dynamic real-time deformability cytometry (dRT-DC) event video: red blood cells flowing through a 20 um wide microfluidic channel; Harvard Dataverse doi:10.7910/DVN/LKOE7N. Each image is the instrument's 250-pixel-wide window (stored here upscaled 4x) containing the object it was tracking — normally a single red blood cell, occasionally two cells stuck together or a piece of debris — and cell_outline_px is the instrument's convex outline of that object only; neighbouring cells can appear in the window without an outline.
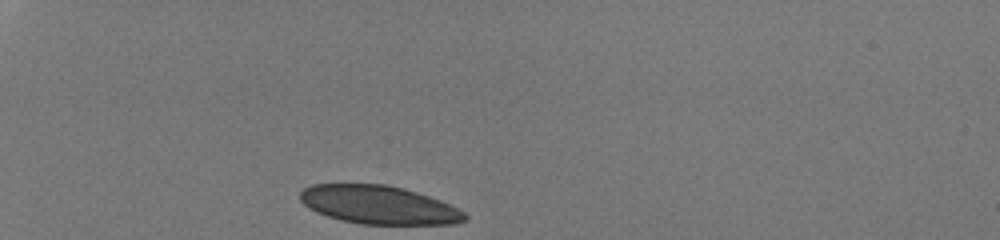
{"species": "human", "species_latin": "Homo sapiens", "temperature_condition": "room temperature", "stored_images_in_passage": 30, "camera_frame_rate_fps": 3000, "um_per_image_px": 0.085, "donor": {"sex": "male"}, "frame": {"image": 1, "passage_image": 1, "time_ms": 0.0, "image_size_px": [1000, 240], "cell_outline_px": [[468, 216], [464, 220], [456, 224], [364, 224], [340, 220], [316, 212], [304, 204], [300, 200], [300, 192], [304, 188], [312, 184], [388, 184], [404, 188], [440, 200], [464, 212]], "centroid_in_image_um": [32.18, 17.41], "position_along_channel_um": 52.8, "area_um2": 36.7}}
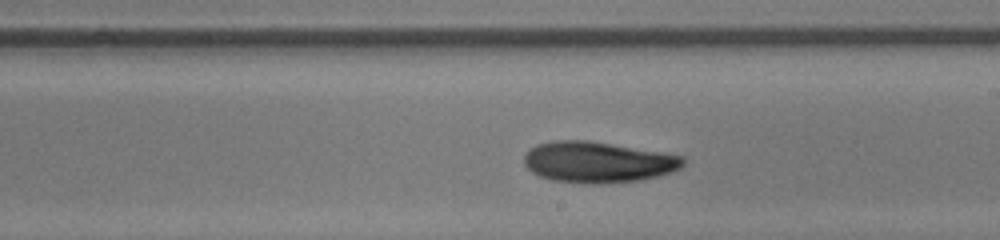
{"frame": {"image": 2, "passage_image": 18, "time_ms": 5.667, "image_size_px": [1000, 240], "cell_outline_px": [[684, 164], [680, 168], [672, 172], [656, 176], [636, 180], [596, 184], [592, 184], [552, 180], [540, 176], [532, 172], [524, 164], [524, 156], [528, 148], [536, 144], [552, 140], [588, 140], [684, 156]], "centroid_in_image_um": [50.77, 13.77], "position_along_channel_um": 238.2, "area_um2": 37.86}}
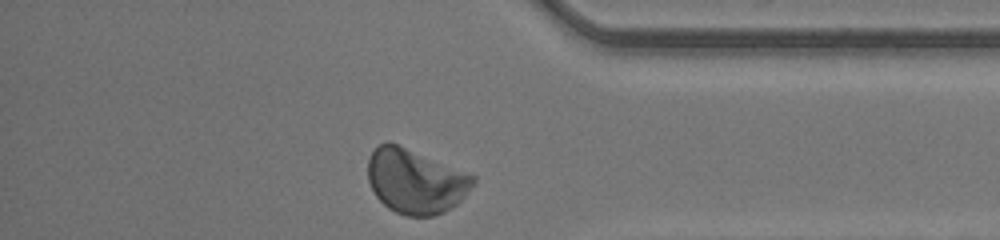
{"frame": {"image": 3, "passage_image": 30, "time_ms": 9.667, "image_size_px": [1000, 240], "cell_outline_px": [[476, 180], [468, 192], [452, 208], [444, 212], [432, 216], [404, 216], [388, 208], [376, 196], [368, 180], [368, 160], [372, 152], [380, 144], [388, 140], [400, 144], [476, 176]], "centroid_in_image_um": [35.31, 15.39], "position_along_channel_um": 399.9, "area_um2": 39.71}, "authors_computed_cell_mechanics": {"area_um2": 37.859, "velocity_mm_per_s": 4.1994, "shape_relaxation_time_tau1_ms": 2.6914, "shape_relaxation_time_tau2_ms": 5.1661, "deformation_change_tau1": 0.0944, "deformation_change_tau2": 0.1131}}